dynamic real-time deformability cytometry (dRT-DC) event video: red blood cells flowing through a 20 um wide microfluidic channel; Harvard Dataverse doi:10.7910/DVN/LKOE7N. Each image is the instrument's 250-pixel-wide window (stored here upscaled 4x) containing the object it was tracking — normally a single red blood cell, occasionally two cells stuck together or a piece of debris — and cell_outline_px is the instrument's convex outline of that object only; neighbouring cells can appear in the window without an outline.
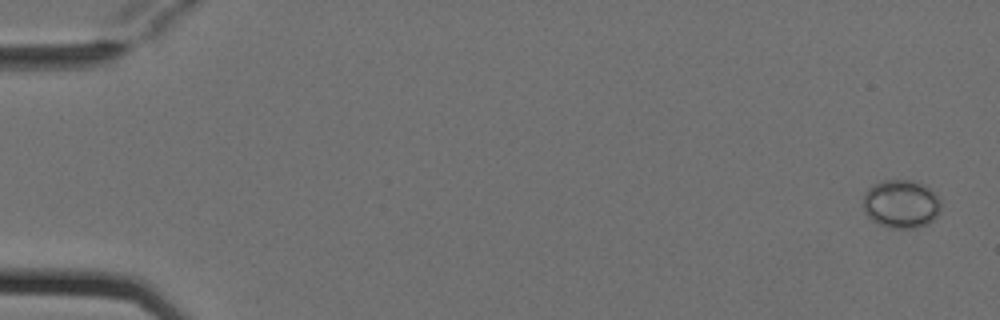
{"species": "Egyptian fruit bat (a non-hibernating species)", "species_latin": "Rousettus aegyptiacus", "temperature_condition": "cold", "stored_images_in_passage": 6, "camera_frame_rate_fps": 3000, "um_per_image_px": 0.085, "animal": {"sex": "female"}, "frame": {"image": 1, "passage_image": 1, "time_ms": 0.0, "image_size_px": [1000, 320], "cell_outline_px": [[940, 212], [928, 224], [916, 228], [888, 228], [872, 220], [864, 212], [864, 192], [872, 184], [884, 180], [912, 180], [924, 184], [940, 200]], "centroid_in_image_um": [76.58, 17.33], "position_along_channel_um": 8.4, "area_um2": 21.96}}